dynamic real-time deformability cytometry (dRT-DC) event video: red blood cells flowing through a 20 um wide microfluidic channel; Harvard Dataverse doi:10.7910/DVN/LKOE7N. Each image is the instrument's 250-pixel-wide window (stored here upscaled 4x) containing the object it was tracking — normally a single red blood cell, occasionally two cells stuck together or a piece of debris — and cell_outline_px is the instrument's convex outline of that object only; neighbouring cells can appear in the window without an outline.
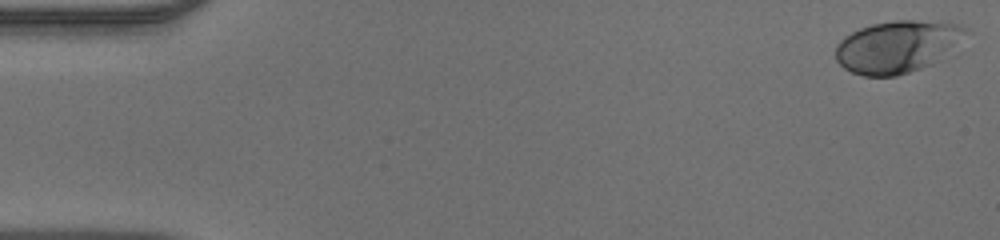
{"species": "human", "species_latin": "Homo sapiens", "temperature_condition": "warm", "stored_images_in_passage": 49, "camera_frame_rate_fps": 3000, "um_per_image_px": 0.085, "donor": {"sex": "male"}, "frame": {"image": 1, "passage_image": 1, "time_ms": 0.0, "image_size_px": [1000, 240], "cell_outline_px": [[972, 32], [956, 56], [896, 76], [864, 76], [852, 72], [844, 68], [836, 60], [836, 44], [844, 36], [860, 28], [872, 24], [896, 20], [944, 20], [964, 24]], "centroid_in_image_um": [76.51, 3.94], "position_along_channel_um": 8.5, "area_um2": 41.62}}
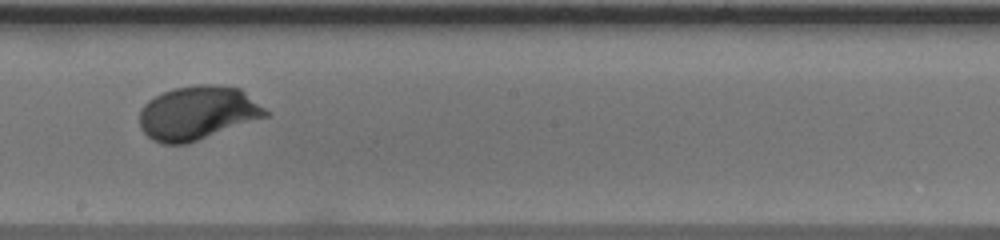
{"frame": {"image": 2, "passage_image": 28, "time_ms": 9.0, "image_size_px": [1000, 240], "cell_outline_px": [[272, 112], [268, 116], [188, 144], [160, 144], [152, 140], [140, 128], [140, 108], [148, 100], [172, 88], [196, 84], [216, 84], [240, 88]], "centroid_in_image_um": [16.82, 9.6], "position_along_channel_um": 231.4, "area_um2": 40.0}}
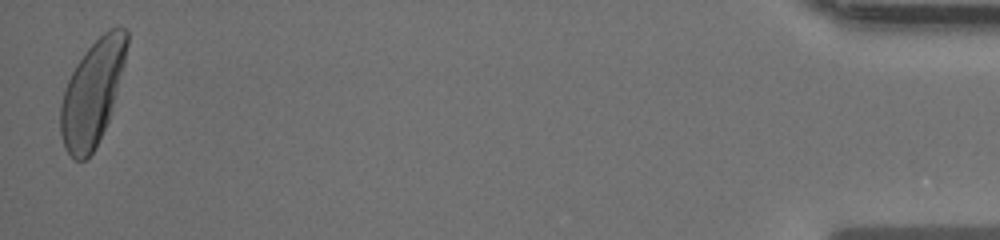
{"frame": {"image": 3, "passage_image": 49, "time_ms": 16.0, "image_size_px": [1000, 240], "cell_outline_px": [[128, 44], [124, 64], [108, 120], [92, 152], [84, 160], [76, 160], [64, 148], [60, 132], [60, 104], [64, 88], [76, 64], [84, 52], [108, 28], [124, 28], [128, 32]], "centroid_in_image_um": [7.83, 7.88], "position_along_channel_um": 427.4, "area_um2": 39.82}}